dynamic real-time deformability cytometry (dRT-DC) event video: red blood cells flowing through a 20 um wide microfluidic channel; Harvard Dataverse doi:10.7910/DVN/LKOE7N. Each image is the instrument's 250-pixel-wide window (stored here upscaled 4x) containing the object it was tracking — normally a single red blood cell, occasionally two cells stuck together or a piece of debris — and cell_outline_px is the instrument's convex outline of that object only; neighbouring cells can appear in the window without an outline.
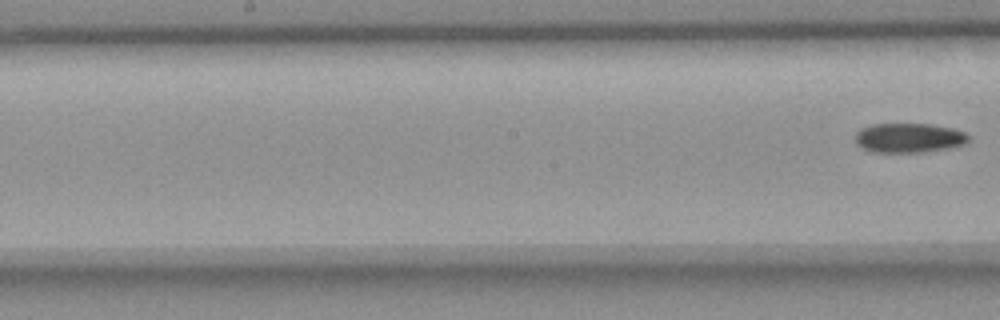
{"species": "common noctule bat (a hibernating species)", "species_latin": "Nyctalus noctula", "temperature_condition": "room temperature", "stored_images_in_passage": 6, "camera_frame_rate_fps": 3000, "um_per_image_px": 0.085, "animal": {"sex": "female", "body_mass_g": 18.4}, "frame": {"image": 1, "passage_image": 6, "time_ms": 6.667, "image_size_px": [1000, 320], "cell_outline_px": [[968, 140], [960, 144], [944, 148], [920, 152], [876, 152], [864, 148], [856, 144], [856, 132], [860, 128], [872, 124], [928, 124], [952, 128], [964, 132], [968, 136]], "centroid_in_image_um": [77.19, 11.7], "position_along_channel_um": 171.0, "area_um2": 19.02}}